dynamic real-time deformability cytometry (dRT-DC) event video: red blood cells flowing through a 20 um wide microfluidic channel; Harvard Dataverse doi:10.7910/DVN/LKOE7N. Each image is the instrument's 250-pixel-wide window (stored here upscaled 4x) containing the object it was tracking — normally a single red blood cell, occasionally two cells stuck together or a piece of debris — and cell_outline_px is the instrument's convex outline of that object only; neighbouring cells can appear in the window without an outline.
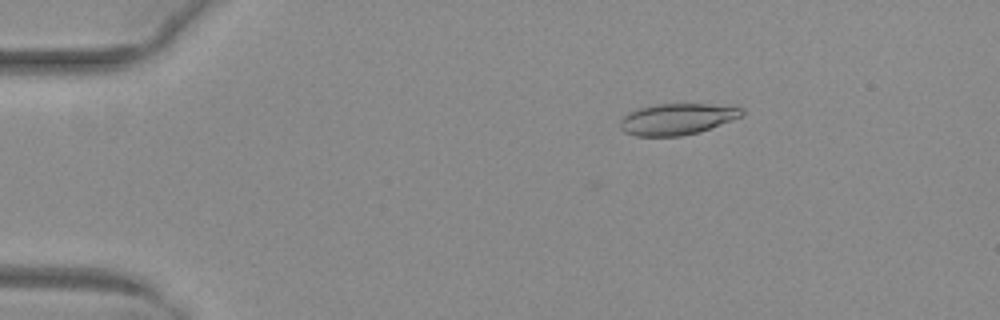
{"species": "common noctule bat (a hibernating species)", "species_latin": "Nyctalus noctula", "temperature_condition": "warm", "stored_images_in_passage": 53, "camera_frame_rate_fps": 3000, "um_per_image_px": 0.085, "animal": {"sex": "female", "body_mass_g": 29.2, "forearm_length_mm": 56.3}, "frame": {"image": 1, "passage_image": 10, "time_ms": 3.0, "image_size_px": [1000, 320], "cell_outline_px": [[744, 116], [700, 132], [680, 136], [636, 136], [624, 132], [620, 128], [620, 120], [628, 112], [640, 108], [656, 104], [712, 104], [744, 108]], "centroid_in_image_um": [57.57, 10.12], "position_along_channel_um": 27.4, "area_um2": 22.31}}
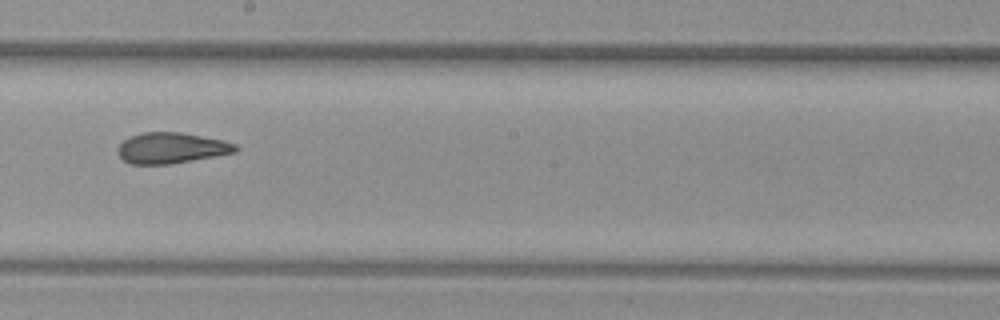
{"frame": {"image": 2, "passage_image": 31, "time_ms": 10.0, "image_size_px": [1000, 320], "cell_outline_px": [[240, 148], [236, 152], [216, 156], [168, 164], [132, 164], [124, 160], [120, 156], [116, 148], [124, 140], [132, 136], [144, 132], [180, 132], [224, 140], [236, 144]], "centroid_in_image_um": [14.59, 12.57], "position_along_channel_um": 233.6, "area_um2": 21.04}}
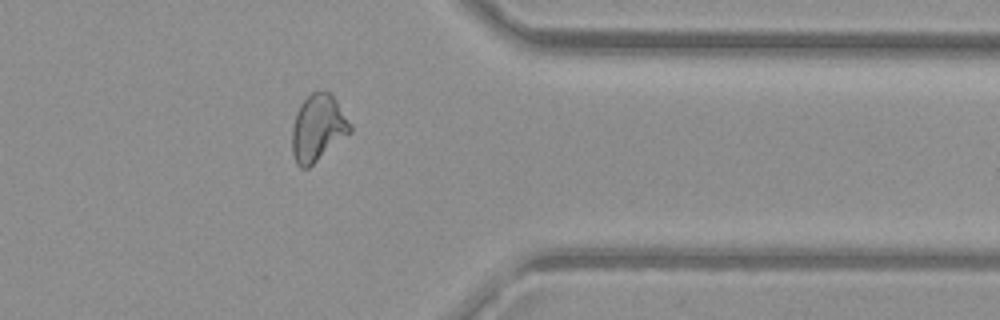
{"frame": {"image": 3, "passage_image": 43, "time_ms": 14.0, "image_size_px": [1000, 320], "cell_outline_px": [[352, 132], [308, 168], [300, 168], [296, 164], [292, 152], [292, 128], [296, 112], [300, 104], [312, 92], [328, 92], [336, 100], [352, 128]], "centroid_in_image_um": [27.0, 10.91], "position_along_channel_um": 384.4, "area_um2": 22.31}, "authors_computed_cell_mechanics": {"area_um2": 22.3108, "velocity_mm_per_s": 4.0336, "shape_relaxation_time_tau1_ms": null, "shape_relaxation_time_tau2_ms": 1.7281, "deformation_change_tau1": null, "deformation_change_tau2": 0.0842}}